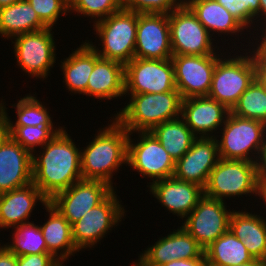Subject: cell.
Wrapping results in <instances>:
<instances>
[{"label":"cell","instance_id":"60d3db41","mask_svg":"<svg viewBox=\"0 0 266 266\" xmlns=\"http://www.w3.org/2000/svg\"><path fill=\"white\" fill-rule=\"evenodd\" d=\"M163 266H208L206 258L177 259Z\"/></svg>","mask_w":266,"mask_h":266},{"label":"cell","instance_id":"d6a6232c","mask_svg":"<svg viewBox=\"0 0 266 266\" xmlns=\"http://www.w3.org/2000/svg\"><path fill=\"white\" fill-rule=\"evenodd\" d=\"M231 113L266 124V87L255 78L241 94Z\"/></svg>","mask_w":266,"mask_h":266},{"label":"cell","instance_id":"8fae6325","mask_svg":"<svg viewBox=\"0 0 266 266\" xmlns=\"http://www.w3.org/2000/svg\"><path fill=\"white\" fill-rule=\"evenodd\" d=\"M137 143L129 133L127 141V165L151 183L174 176L175 161L151 132H138Z\"/></svg>","mask_w":266,"mask_h":266},{"label":"cell","instance_id":"c3c4849f","mask_svg":"<svg viewBox=\"0 0 266 266\" xmlns=\"http://www.w3.org/2000/svg\"><path fill=\"white\" fill-rule=\"evenodd\" d=\"M258 196L260 197L259 199L264 201V206L266 208V187H259Z\"/></svg>","mask_w":266,"mask_h":266},{"label":"cell","instance_id":"f546056e","mask_svg":"<svg viewBox=\"0 0 266 266\" xmlns=\"http://www.w3.org/2000/svg\"><path fill=\"white\" fill-rule=\"evenodd\" d=\"M175 163L189 151L197 138L181 117L165 121L150 131Z\"/></svg>","mask_w":266,"mask_h":266},{"label":"cell","instance_id":"7402d4cb","mask_svg":"<svg viewBox=\"0 0 266 266\" xmlns=\"http://www.w3.org/2000/svg\"><path fill=\"white\" fill-rule=\"evenodd\" d=\"M39 201L45 206L49 199L32 183L0 194V229L28 223ZM27 220V221H26Z\"/></svg>","mask_w":266,"mask_h":266},{"label":"cell","instance_id":"816d5d0a","mask_svg":"<svg viewBox=\"0 0 266 266\" xmlns=\"http://www.w3.org/2000/svg\"><path fill=\"white\" fill-rule=\"evenodd\" d=\"M134 264L131 266H140L137 262H133Z\"/></svg>","mask_w":266,"mask_h":266},{"label":"cell","instance_id":"83f0119b","mask_svg":"<svg viewBox=\"0 0 266 266\" xmlns=\"http://www.w3.org/2000/svg\"><path fill=\"white\" fill-rule=\"evenodd\" d=\"M47 26L27 0H20L0 8V35L7 39L23 33L43 30Z\"/></svg>","mask_w":266,"mask_h":266},{"label":"cell","instance_id":"f907efd6","mask_svg":"<svg viewBox=\"0 0 266 266\" xmlns=\"http://www.w3.org/2000/svg\"><path fill=\"white\" fill-rule=\"evenodd\" d=\"M63 4L70 9L76 2L77 0H61Z\"/></svg>","mask_w":266,"mask_h":266},{"label":"cell","instance_id":"7dc6e473","mask_svg":"<svg viewBox=\"0 0 266 266\" xmlns=\"http://www.w3.org/2000/svg\"><path fill=\"white\" fill-rule=\"evenodd\" d=\"M259 1H260L259 18L262 16L260 21L264 19L263 21L266 22V0H259Z\"/></svg>","mask_w":266,"mask_h":266},{"label":"cell","instance_id":"681fc988","mask_svg":"<svg viewBox=\"0 0 266 266\" xmlns=\"http://www.w3.org/2000/svg\"><path fill=\"white\" fill-rule=\"evenodd\" d=\"M20 0H0V8L9 6L15 2H18Z\"/></svg>","mask_w":266,"mask_h":266},{"label":"cell","instance_id":"836d02e7","mask_svg":"<svg viewBox=\"0 0 266 266\" xmlns=\"http://www.w3.org/2000/svg\"><path fill=\"white\" fill-rule=\"evenodd\" d=\"M62 128L54 126H6L7 134L32 154L36 153V146L43 147Z\"/></svg>","mask_w":266,"mask_h":266},{"label":"cell","instance_id":"74e56055","mask_svg":"<svg viewBox=\"0 0 266 266\" xmlns=\"http://www.w3.org/2000/svg\"><path fill=\"white\" fill-rule=\"evenodd\" d=\"M39 16L40 20L50 28L56 24L60 15L69 13V9L61 0H27Z\"/></svg>","mask_w":266,"mask_h":266},{"label":"cell","instance_id":"603a6c76","mask_svg":"<svg viewBox=\"0 0 266 266\" xmlns=\"http://www.w3.org/2000/svg\"><path fill=\"white\" fill-rule=\"evenodd\" d=\"M125 95V65L100 58L94 65L87 83V96L99 100L116 99Z\"/></svg>","mask_w":266,"mask_h":266},{"label":"cell","instance_id":"484cf974","mask_svg":"<svg viewBox=\"0 0 266 266\" xmlns=\"http://www.w3.org/2000/svg\"><path fill=\"white\" fill-rule=\"evenodd\" d=\"M101 57L94 48L86 41L81 44L69 57L61 61L63 72V83L67 90L74 94H83L87 96V83L90 74L93 71L95 63Z\"/></svg>","mask_w":266,"mask_h":266},{"label":"cell","instance_id":"9c48e42d","mask_svg":"<svg viewBox=\"0 0 266 266\" xmlns=\"http://www.w3.org/2000/svg\"><path fill=\"white\" fill-rule=\"evenodd\" d=\"M53 28L23 33L14 37V54L17 65L29 76L42 80L48 77L56 61Z\"/></svg>","mask_w":266,"mask_h":266},{"label":"cell","instance_id":"3957f363","mask_svg":"<svg viewBox=\"0 0 266 266\" xmlns=\"http://www.w3.org/2000/svg\"><path fill=\"white\" fill-rule=\"evenodd\" d=\"M131 99L115 114V119L131 134L150 132L159 124L181 117L179 91L125 94Z\"/></svg>","mask_w":266,"mask_h":266},{"label":"cell","instance_id":"8d00e7d4","mask_svg":"<svg viewBox=\"0 0 266 266\" xmlns=\"http://www.w3.org/2000/svg\"><path fill=\"white\" fill-rule=\"evenodd\" d=\"M185 0H123V9L136 13L169 14L184 5Z\"/></svg>","mask_w":266,"mask_h":266},{"label":"cell","instance_id":"bcb514c9","mask_svg":"<svg viewBox=\"0 0 266 266\" xmlns=\"http://www.w3.org/2000/svg\"><path fill=\"white\" fill-rule=\"evenodd\" d=\"M235 266H266V261L262 259H256L254 258L252 261L245 263V264H239Z\"/></svg>","mask_w":266,"mask_h":266},{"label":"cell","instance_id":"2e32d148","mask_svg":"<svg viewBox=\"0 0 266 266\" xmlns=\"http://www.w3.org/2000/svg\"><path fill=\"white\" fill-rule=\"evenodd\" d=\"M172 56L168 14L137 13L134 58L165 60Z\"/></svg>","mask_w":266,"mask_h":266},{"label":"cell","instance_id":"ba28073f","mask_svg":"<svg viewBox=\"0 0 266 266\" xmlns=\"http://www.w3.org/2000/svg\"><path fill=\"white\" fill-rule=\"evenodd\" d=\"M173 55H219L213 38L184 4L168 14Z\"/></svg>","mask_w":266,"mask_h":266},{"label":"cell","instance_id":"ab89813d","mask_svg":"<svg viewBox=\"0 0 266 266\" xmlns=\"http://www.w3.org/2000/svg\"><path fill=\"white\" fill-rule=\"evenodd\" d=\"M252 49L250 52L255 65V78L266 87V57L257 48Z\"/></svg>","mask_w":266,"mask_h":266},{"label":"cell","instance_id":"6da1fadb","mask_svg":"<svg viewBox=\"0 0 266 266\" xmlns=\"http://www.w3.org/2000/svg\"><path fill=\"white\" fill-rule=\"evenodd\" d=\"M79 149L62 128L41 147L40 155H32V182L49 200L82 179Z\"/></svg>","mask_w":266,"mask_h":266},{"label":"cell","instance_id":"ee69618b","mask_svg":"<svg viewBox=\"0 0 266 266\" xmlns=\"http://www.w3.org/2000/svg\"><path fill=\"white\" fill-rule=\"evenodd\" d=\"M258 23L261 24L260 27H262V25H263V27L265 29L263 27L260 28L263 34L261 35V37L260 36L258 37L260 39L255 42V46L254 47H256V44H257V47L256 48L266 57V24H262V23H265V22H258ZM259 41H260V43H257Z\"/></svg>","mask_w":266,"mask_h":266},{"label":"cell","instance_id":"7a4b0ae2","mask_svg":"<svg viewBox=\"0 0 266 266\" xmlns=\"http://www.w3.org/2000/svg\"><path fill=\"white\" fill-rule=\"evenodd\" d=\"M110 121V125L99 129L95 138L81 149L80 162L82 179L103 181L113 187V174L127 164L129 132L115 118Z\"/></svg>","mask_w":266,"mask_h":266},{"label":"cell","instance_id":"9a60e30c","mask_svg":"<svg viewBox=\"0 0 266 266\" xmlns=\"http://www.w3.org/2000/svg\"><path fill=\"white\" fill-rule=\"evenodd\" d=\"M220 55H173L176 89L182 99L208 96L212 75Z\"/></svg>","mask_w":266,"mask_h":266},{"label":"cell","instance_id":"1f68e13d","mask_svg":"<svg viewBox=\"0 0 266 266\" xmlns=\"http://www.w3.org/2000/svg\"><path fill=\"white\" fill-rule=\"evenodd\" d=\"M13 229L12 243L4 245L16 256L48 253L39 225L28 222Z\"/></svg>","mask_w":266,"mask_h":266},{"label":"cell","instance_id":"f1b7e54d","mask_svg":"<svg viewBox=\"0 0 266 266\" xmlns=\"http://www.w3.org/2000/svg\"><path fill=\"white\" fill-rule=\"evenodd\" d=\"M208 266H235L254 259L230 230L225 232L204 250Z\"/></svg>","mask_w":266,"mask_h":266},{"label":"cell","instance_id":"44dd1931","mask_svg":"<svg viewBox=\"0 0 266 266\" xmlns=\"http://www.w3.org/2000/svg\"><path fill=\"white\" fill-rule=\"evenodd\" d=\"M150 192L169 212L185 218L204 196V188L198 184L169 177L150 183Z\"/></svg>","mask_w":266,"mask_h":266},{"label":"cell","instance_id":"4fadbf2b","mask_svg":"<svg viewBox=\"0 0 266 266\" xmlns=\"http://www.w3.org/2000/svg\"><path fill=\"white\" fill-rule=\"evenodd\" d=\"M224 202L204 195L182 223L204 250L229 230L233 211L227 210Z\"/></svg>","mask_w":266,"mask_h":266},{"label":"cell","instance_id":"5bb4252c","mask_svg":"<svg viewBox=\"0 0 266 266\" xmlns=\"http://www.w3.org/2000/svg\"><path fill=\"white\" fill-rule=\"evenodd\" d=\"M113 191L114 187L103 181L81 179L55 194L49 203L72 225L90 209L102 203Z\"/></svg>","mask_w":266,"mask_h":266},{"label":"cell","instance_id":"d6986e66","mask_svg":"<svg viewBox=\"0 0 266 266\" xmlns=\"http://www.w3.org/2000/svg\"><path fill=\"white\" fill-rule=\"evenodd\" d=\"M33 154L7 133L0 140V194L32 183Z\"/></svg>","mask_w":266,"mask_h":266},{"label":"cell","instance_id":"b9f144b4","mask_svg":"<svg viewBox=\"0 0 266 266\" xmlns=\"http://www.w3.org/2000/svg\"><path fill=\"white\" fill-rule=\"evenodd\" d=\"M0 266H17V256L5 245H0Z\"/></svg>","mask_w":266,"mask_h":266},{"label":"cell","instance_id":"30bf717a","mask_svg":"<svg viewBox=\"0 0 266 266\" xmlns=\"http://www.w3.org/2000/svg\"><path fill=\"white\" fill-rule=\"evenodd\" d=\"M117 196L114 190L102 203L71 225L72 239L79 251L91 249L112 227L119 225L126 211Z\"/></svg>","mask_w":266,"mask_h":266},{"label":"cell","instance_id":"ac0fdd59","mask_svg":"<svg viewBox=\"0 0 266 266\" xmlns=\"http://www.w3.org/2000/svg\"><path fill=\"white\" fill-rule=\"evenodd\" d=\"M206 258L204 249L181 226L140 254L136 261L140 266H163L172 260Z\"/></svg>","mask_w":266,"mask_h":266},{"label":"cell","instance_id":"52a82bcc","mask_svg":"<svg viewBox=\"0 0 266 266\" xmlns=\"http://www.w3.org/2000/svg\"><path fill=\"white\" fill-rule=\"evenodd\" d=\"M245 52V56H223L217 61L213 71L208 96L225 105L230 111L255 79V65L250 49Z\"/></svg>","mask_w":266,"mask_h":266},{"label":"cell","instance_id":"8992f818","mask_svg":"<svg viewBox=\"0 0 266 266\" xmlns=\"http://www.w3.org/2000/svg\"><path fill=\"white\" fill-rule=\"evenodd\" d=\"M258 192V163L244 160L219 159L204 188L205 196L222 201Z\"/></svg>","mask_w":266,"mask_h":266},{"label":"cell","instance_id":"5b68a950","mask_svg":"<svg viewBox=\"0 0 266 266\" xmlns=\"http://www.w3.org/2000/svg\"><path fill=\"white\" fill-rule=\"evenodd\" d=\"M94 31L101 39L102 50L92 41L88 43L98 55L126 65L135 54L137 13L122 9L94 23Z\"/></svg>","mask_w":266,"mask_h":266},{"label":"cell","instance_id":"4dcf8cb0","mask_svg":"<svg viewBox=\"0 0 266 266\" xmlns=\"http://www.w3.org/2000/svg\"><path fill=\"white\" fill-rule=\"evenodd\" d=\"M0 103V109L4 114L6 126H54L52 118L49 115L48 108L43 106L42 102L39 101L34 95L28 94L24 98L18 100L16 105L17 120L15 125L10 121V117L7 115L6 106L4 103Z\"/></svg>","mask_w":266,"mask_h":266},{"label":"cell","instance_id":"e0dca14e","mask_svg":"<svg viewBox=\"0 0 266 266\" xmlns=\"http://www.w3.org/2000/svg\"><path fill=\"white\" fill-rule=\"evenodd\" d=\"M219 159L216 137L196 138L189 151L175 163L174 177L205 188Z\"/></svg>","mask_w":266,"mask_h":266},{"label":"cell","instance_id":"7c38bea8","mask_svg":"<svg viewBox=\"0 0 266 266\" xmlns=\"http://www.w3.org/2000/svg\"><path fill=\"white\" fill-rule=\"evenodd\" d=\"M178 91L173 62L133 58L125 65V94L165 93Z\"/></svg>","mask_w":266,"mask_h":266},{"label":"cell","instance_id":"cb8c5ba5","mask_svg":"<svg viewBox=\"0 0 266 266\" xmlns=\"http://www.w3.org/2000/svg\"><path fill=\"white\" fill-rule=\"evenodd\" d=\"M44 207L49 213V218L42 226L40 225V229L47 251L63 265L71 255L79 252L72 239L71 224L49 202Z\"/></svg>","mask_w":266,"mask_h":266},{"label":"cell","instance_id":"d4e9b609","mask_svg":"<svg viewBox=\"0 0 266 266\" xmlns=\"http://www.w3.org/2000/svg\"><path fill=\"white\" fill-rule=\"evenodd\" d=\"M229 230L243 241L254 258L266 261V217L252 212L233 210Z\"/></svg>","mask_w":266,"mask_h":266},{"label":"cell","instance_id":"f35d334b","mask_svg":"<svg viewBox=\"0 0 266 266\" xmlns=\"http://www.w3.org/2000/svg\"><path fill=\"white\" fill-rule=\"evenodd\" d=\"M17 266H62L50 253L17 256Z\"/></svg>","mask_w":266,"mask_h":266},{"label":"cell","instance_id":"ffe728a7","mask_svg":"<svg viewBox=\"0 0 266 266\" xmlns=\"http://www.w3.org/2000/svg\"><path fill=\"white\" fill-rule=\"evenodd\" d=\"M230 112L225 105L209 96L182 99L181 119L197 138L216 137L213 133L220 130Z\"/></svg>","mask_w":266,"mask_h":266},{"label":"cell","instance_id":"7bdbcfd3","mask_svg":"<svg viewBox=\"0 0 266 266\" xmlns=\"http://www.w3.org/2000/svg\"><path fill=\"white\" fill-rule=\"evenodd\" d=\"M259 187H266V149L258 162Z\"/></svg>","mask_w":266,"mask_h":266},{"label":"cell","instance_id":"f6af8a7d","mask_svg":"<svg viewBox=\"0 0 266 266\" xmlns=\"http://www.w3.org/2000/svg\"><path fill=\"white\" fill-rule=\"evenodd\" d=\"M7 133L6 130V121L3 112L0 109V140L4 137Z\"/></svg>","mask_w":266,"mask_h":266},{"label":"cell","instance_id":"d590c367","mask_svg":"<svg viewBox=\"0 0 266 266\" xmlns=\"http://www.w3.org/2000/svg\"><path fill=\"white\" fill-rule=\"evenodd\" d=\"M221 4L245 28L251 29L255 22L260 21L259 0H215ZM258 18V20H257ZM257 20V21H255Z\"/></svg>","mask_w":266,"mask_h":266},{"label":"cell","instance_id":"277c9868","mask_svg":"<svg viewBox=\"0 0 266 266\" xmlns=\"http://www.w3.org/2000/svg\"><path fill=\"white\" fill-rule=\"evenodd\" d=\"M223 127V128H222ZM217 139L220 159L258 163L266 149V124L229 113ZM257 154V155H256Z\"/></svg>","mask_w":266,"mask_h":266},{"label":"cell","instance_id":"4316f807","mask_svg":"<svg viewBox=\"0 0 266 266\" xmlns=\"http://www.w3.org/2000/svg\"><path fill=\"white\" fill-rule=\"evenodd\" d=\"M184 4L193 12L209 33L228 36L244 32L245 28L215 0H185ZM215 32V33H214Z\"/></svg>","mask_w":266,"mask_h":266},{"label":"cell","instance_id":"e575fe53","mask_svg":"<svg viewBox=\"0 0 266 266\" xmlns=\"http://www.w3.org/2000/svg\"><path fill=\"white\" fill-rule=\"evenodd\" d=\"M122 9L123 0H77L69 9V13L73 11L82 16L91 17V19H95L94 23H96Z\"/></svg>","mask_w":266,"mask_h":266}]
</instances>
